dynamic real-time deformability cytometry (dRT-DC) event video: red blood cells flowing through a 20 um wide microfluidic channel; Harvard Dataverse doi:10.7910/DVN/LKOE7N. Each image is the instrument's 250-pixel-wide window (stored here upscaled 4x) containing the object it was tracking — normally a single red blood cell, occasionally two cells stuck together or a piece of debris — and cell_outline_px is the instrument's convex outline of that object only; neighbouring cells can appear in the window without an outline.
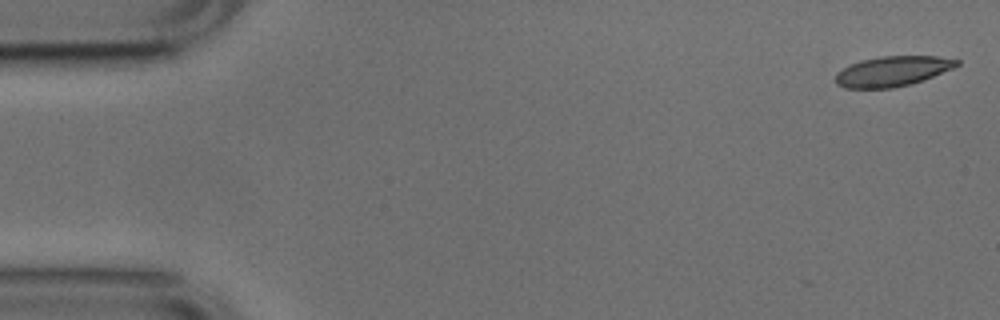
{"species": "common noctule bat (a hibernating species)", "species_latin": "Nyctalus noctula", "temperature_condition": "cold", "stored_images_in_passage": 12, "camera_frame_rate_fps": 3000, "um_per_image_px": 0.085, "animal": {"sex": "male", "body_mass_g": 17.9, "forearm_length_mm": 54.2}, "frame": {"image": 1, "passage_image": 1, "time_ms": 0.0, "image_size_px": [1000, 320], "cell_outline_px": [[960, 64], [952, 68], [912, 84], [892, 88], [844, 88], [836, 84], [836, 72], [860, 60], [880, 56], [936, 56], [960, 60]], "centroid_in_image_um": [75.84, 6.05], "position_along_channel_um": 9.2, "area_um2": 21.15}}
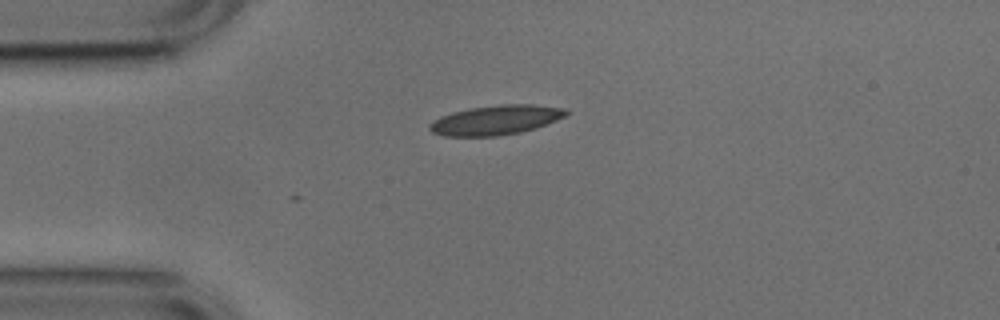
{"frame": {"image": 2, "passage_image": 12, "time_ms": 3.667, "image_size_px": [1000, 320], "cell_outline_px": [[568, 112], [564, 116], [556, 120], [536, 128], [520, 132], [496, 136], [444, 136], [432, 132], [428, 128], [428, 124], [432, 120], [440, 116], [452, 112], [468, 108], [504, 104], [532, 104], [568, 108]], "centroid_in_image_um": [42.12, 10.19], "position_along_channel_um": 42.9, "area_um2": 23.64}}